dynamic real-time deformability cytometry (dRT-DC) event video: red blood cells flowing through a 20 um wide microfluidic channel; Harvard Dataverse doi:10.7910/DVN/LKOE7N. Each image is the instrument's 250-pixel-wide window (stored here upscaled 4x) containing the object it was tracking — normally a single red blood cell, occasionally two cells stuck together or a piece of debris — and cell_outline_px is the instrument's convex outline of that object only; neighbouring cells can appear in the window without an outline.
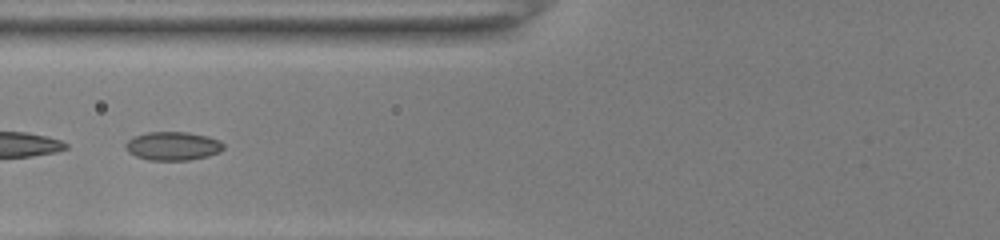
{"species": "common noctule bat (a hibernating species)", "species_latin": "Nyctalus noctula", "temperature_condition": "room temperature", "stored_images_in_passage": 52, "segment_of_instrument_passage": [2, 2], "camera_frame_rate_fps": 3000, "um_per_image_px": 0.085, "animal": {"sex": "female", "body_mass_g": 22.0, "forearm_length_mm": 56.7}, "frame": {"image": 1, "passage_image": 24, "time_ms": 7.667, "image_size_px": [1000, 240], "cell_outline_px": [[224, 148], [220, 152], [208, 156], [188, 160], [148, 160], [136, 156], [128, 152], [124, 148], [124, 144], [132, 136], [148, 132], [188, 132], [208, 136], [220, 140], [224, 144]], "centroid_in_image_um": [14.68, 12.4], "position_along_channel_um": 111.1, "area_um2": 16.53}}
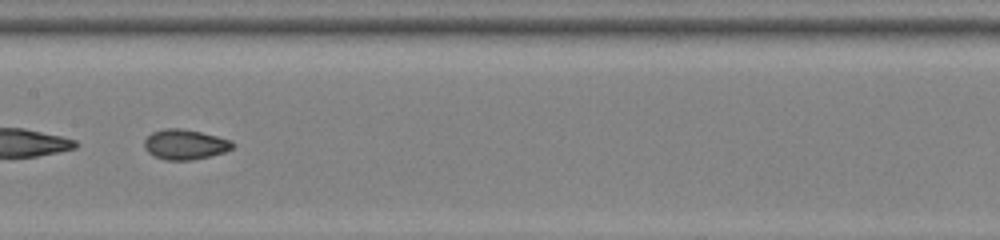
{"frame": {"image": 2, "passage_image": 30, "time_ms": 9.667, "image_size_px": [1000, 240], "cell_outline_px": [[236, 144], [232, 148], [224, 152], [192, 160], [164, 160], [148, 152], [144, 148], [144, 140], [152, 132], [164, 128], [180, 128], [200, 132], [232, 140]], "centroid_in_image_um": [15.72, 12.27], "position_along_channel_um": 191.7, "area_um2": 15.43}}
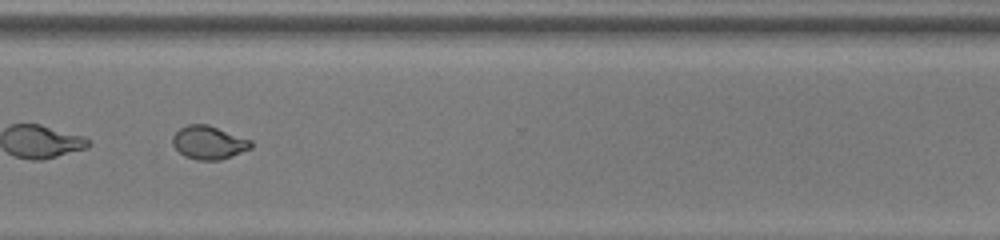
{"frame": {"image": 3, "passage_image": 42, "time_ms": 13.667, "image_size_px": [1000, 240], "cell_outline_px": [[252, 148], [220, 160], [196, 160], [184, 156], [172, 144], [172, 136], [180, 128], [188, 124], [208, 124], [252, 140]], "centroid_in_image_um": [17.74, 12.11], "position_along_channel_um": 352.9, "area_um2": 15.26}}